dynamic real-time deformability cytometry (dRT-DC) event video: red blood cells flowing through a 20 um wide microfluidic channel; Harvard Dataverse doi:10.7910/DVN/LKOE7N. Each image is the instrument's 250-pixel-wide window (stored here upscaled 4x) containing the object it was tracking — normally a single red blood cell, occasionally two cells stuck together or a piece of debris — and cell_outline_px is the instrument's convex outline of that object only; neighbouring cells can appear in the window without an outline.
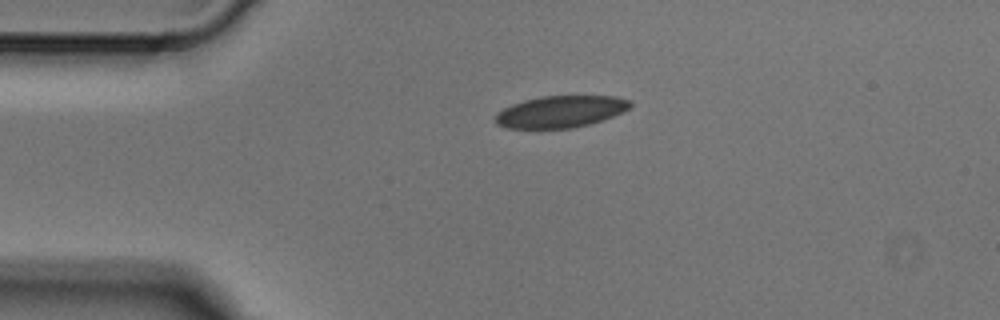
{"species": "Egyptian fruit bat (a non-hibernating species)", "species_latin": "Rousettus aegyptiacus", "temperature_condition": "cold", "stored_images_in_passage": 4, "camera_frame_rate_fps": 3000, "um_per_image_px": 0.085, "animal": {"sex": "male"}, "frame": {"image": 1, "passage_image": 1, "time_ms": 0.0, "image_size_px": [1000, 320], "cell_outline_px": [[632, 108], [604, 120], [572, 128], [504, 128], [496, 124], [492, 120], [496, 112], [512, 104], [524, 100], [544, 96], [612, 96], [628, 100], [632, 104]], "centroid_in_image_um": [47.61, 9.5], "position_along_channel_um": 37.4, "area_um2": 25.14}}
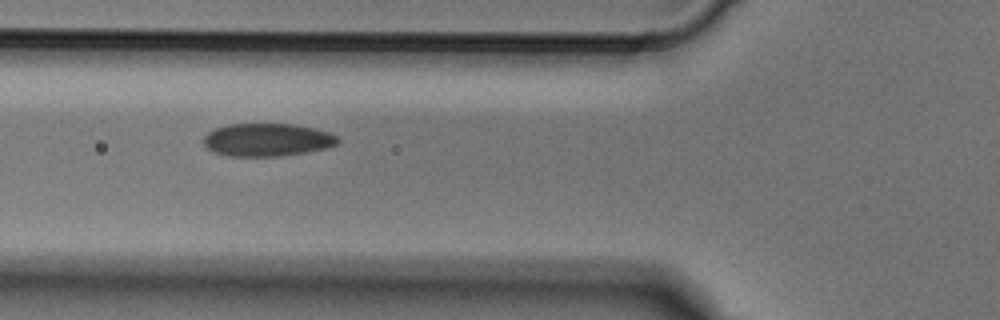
{"frame": {"image": 2, "passage_image": 3, "time_ms": 0.667, "image_size_px": [1000, 320], "cell_outline_px": [[340, 140], [336, 144], [328, 148], [280, 156], [228, 156], [212, 152], [204, 144], [204, 136], [208, 132], [216, 128], [228, 124], [292, 124], [312, 128], [328, 132], [340, 136]], "centroid_in_image_um": [22.71, 11.89], "position_along_channel_um": 103.1, "area_um2": 25.72}}
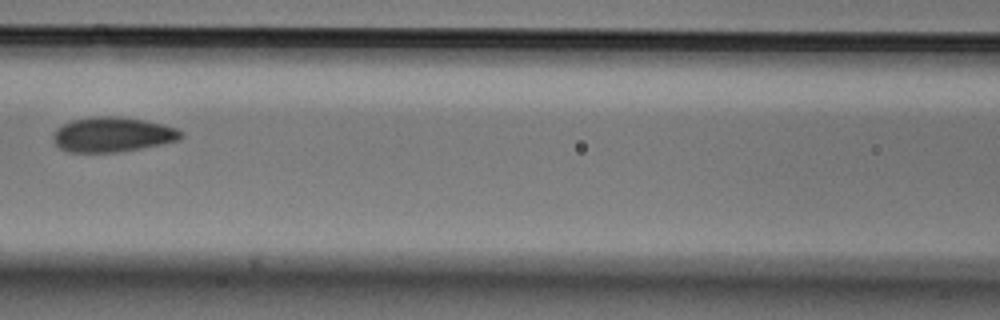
{"frame": {"image": 3, "passage_image": 4, "time_ms": 1.0, "image_size_px": [1000, 320], "cell_outline_px": [[184, 136], [180, 140], [140, 148], [116, 152], [68, 152], [60, 148], [56, 144], [52, 136], [56, 128], [72, 120], [92, 116], [120, 116], [144, 120], [176, 128], [184, 132]], "centroid_in_image_um": [9.56, 11.43], "position_along_channel_um": 157.0, "area_um2": 25.95}}